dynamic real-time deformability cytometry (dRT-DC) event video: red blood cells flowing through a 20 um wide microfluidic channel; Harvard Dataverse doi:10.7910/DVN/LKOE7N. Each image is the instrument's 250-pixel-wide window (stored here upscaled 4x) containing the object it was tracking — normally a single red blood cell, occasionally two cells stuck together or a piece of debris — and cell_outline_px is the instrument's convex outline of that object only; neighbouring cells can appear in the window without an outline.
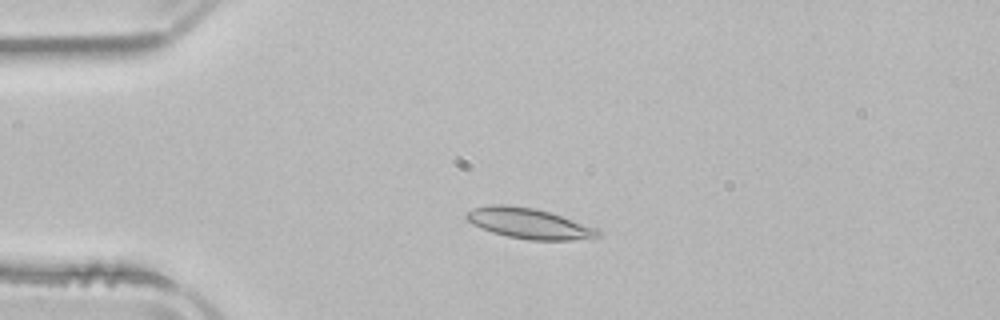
{"species": "common noctule bat (a hibernating species)", "species_latin": "Nyctalus noctula", "temperature_condition": "room temperature", "stored_images_in_passage": 3, "camera_frame_rate_fps": 3000, "um_per_image_px": 0.085, "animal": {"sex": "male", "body_mass_g": 21.5, "forearm_length_mm": 52.0}, "frame": {"image": 1, "passage_image": 1, "time_ms": 0.0, "image_size_px": [1000, 320], "cell_outline_px": [[600, 236], [572, 240], [528, 240], [508, 236], [492, 232], [480, 228], [472, 224], [464, 216], [464, 212], [472, 208], [492, 204], [504, 204], [536, 208], [596, 228], [600, 232]], "centroid_in_image_um": [44.87, 18.98], "position_along_channel_um": 40.1, "area_um2": 23.24}}
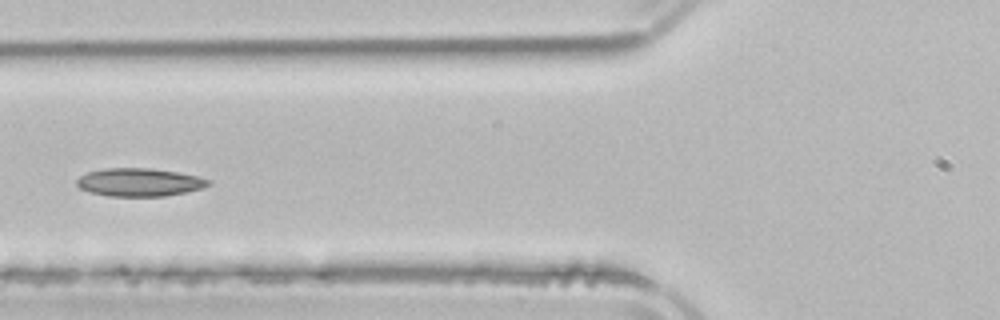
{"frame": {"image": 2, "passage_image": 3, "time_ms": 2.667, "image_size_px": [1000, 320], "cell_outline_px": [[212, 184], [204, 188], [164, 196], [108, 196], [88, 192], [80, 188], [76, 184], [76, 180], [80, 176], [88, 172], [104, 168], [152, 168], [176, 172], [196, 176], [212, 180]], "centroid_in_image_um": [11.84, 15.49], "position_along_channel_um": 114.0, "area_um2": 21.62}}